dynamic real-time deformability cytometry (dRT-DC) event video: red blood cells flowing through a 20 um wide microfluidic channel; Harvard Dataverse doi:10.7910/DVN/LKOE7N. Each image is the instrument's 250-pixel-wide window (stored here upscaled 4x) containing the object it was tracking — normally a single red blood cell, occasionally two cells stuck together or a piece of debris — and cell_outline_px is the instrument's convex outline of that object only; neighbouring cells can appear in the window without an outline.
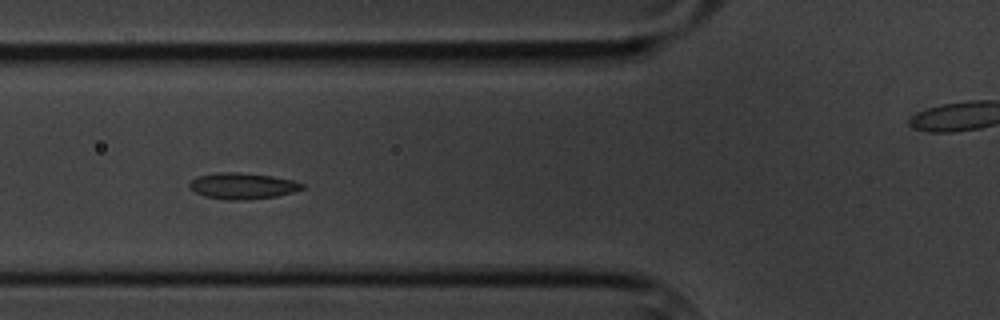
{"species": "common noctule bat (a hibernating species)", "species_latin": "Nyctalus noctula", "temperature_condition": "cold", "stored_images_in_passage": 7, "segment_of_instrument_passage": [1, 2], "camera_frame_rate_fps": 3000, "um_per_image_px": 0.085, "animal": {"sex": "male", "body_mass_g": 20.1, "forearm_length_mm": 53.5}, "frame": {"image": 1, "passage_image": 5, "time_ms": 4.667, "image_size_px": [1000, 320], "cell_outline_px": [[304, 188], [292, 192], [276, 196], [248, 200], [228, 200], [204, 196], [196, 192], [188, 184], [196, 176], [216, 172], [240, 172], [272, 176], [296, 180], [304, 184]], "centroid_in_image_um": [20.63, 15.79], "position_along_channel_um": 105.2, "area_um2": 17.28}}
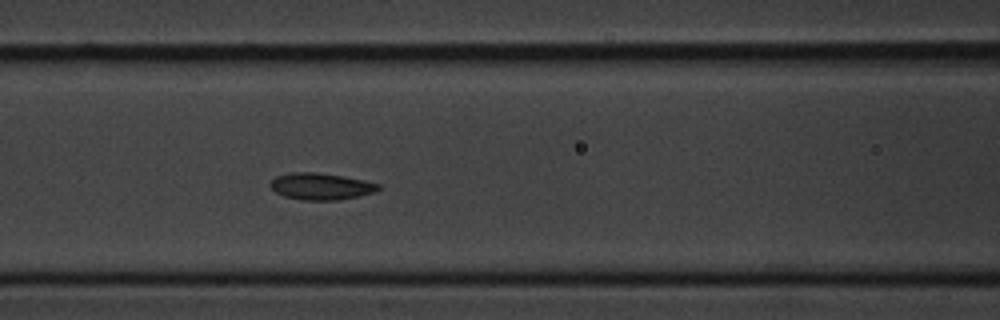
{"frame": {"image": 2, "passage_image": 6, "time_ms": 5.667, "image_size_px": [1000, 320], "cell_outline_px": [[380, 188], [376, 192], [340, 200], [304, 200], [284, 196], [276, 192], [268, 184], [276, 176], [288, 172], [316, 172], [344, 176], [364, 180], [380, 184]], "centroid_in_image_um": [27.28, 15.83], "position_along_channel_um": 139.3, "area_um2": 16.94}}